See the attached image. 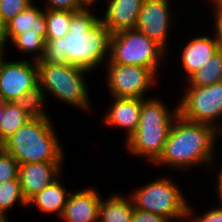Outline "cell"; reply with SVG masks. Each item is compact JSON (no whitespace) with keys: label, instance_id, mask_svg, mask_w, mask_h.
Instances as JSON below:
<instances>
[{"label":"cell","instance_id":"7a4b0ae2","mask_svg":"<svg viewBox=\"0 0 222 222\" xmlns=\"http://www.w3.org/2000/svg\"><path fill=\"white\" fill-rule=\"evenodd\" d=\"M219 136L221 137V132L213 126L191 122L178 115L171 127L162 155L154 165H167V168L185 171L193 166L214 164V150Z\"/></svg>","mask_w":222,"mask_h":222},{"label":"cell","instance_id":"3957f363","mask_svg":"<svg viewBox=\"0 0 222 222\" xmlns=\"http://www.w3.org/2000/svg\"><path fill=\"white\" fill-rule=\"evenodd\" d=\"M55 131L50 117L31 118L0 147L11 154L19 164L64 162V148Z\"/></svg>","mask_w":222,"mask_h":222},{"label":"cell","instance_id":"5bb4252c","mask_svg":"<svg viewBox=\"0 0 222 222\" xmlns=\"http://www.w3.org/2000/svg\"><path fill=\"white\" fill-rule=\"evenodd\" d=\"M102 197L94 188L71 192L63 215L64 222H99Z\"/></svg>","mask_w":222,"mask_h":222},{"label":"cell","instance_id":"d6986e66","mask_svg":"<svg viewBox=\"0 0 222 222\" xmlns=\"http://www.w3.org/2000/svg\"><path fill=\"white\" fill-rule=\"evenodd\" d=\"M129 197L113 193L105 200L102 199L99 222H131L134 204L130 195Z\"/></svg>","mask_w":222,"mask_h":222},{"label":"cell","instance_id":"9a60e30c","mask_svg":"<svg viewBox=\"0 0 222 222\" xmlns=\"http://www.w3.org/2000/svg\"><path fill=\"white\" fill-rule=\"evenodd\" d=\"M141 108V98L113 97V102L103 116V120L110 128H123L127 133L125 137L127 140L138 128Z\"/></svg>","mask_w":222,"mask_h":222},{"label":"cell","instance_id":"d6a6232c","mask_svg":"<svg viewBox=\"0 0 222 222\" xmlns=\"http://www.w3.org/2000/svg\"><path fill=\"white\" fill-rule=\"evenodd\" d=\"M98 0H78L79 4L84 8V9H89L92 5L97 3Z\"/></svg>","mask_w":222,"mask_h":222},{"label":"cell","instance_id":"cb8c5ba5","mask_svg":"<svg viewBox=\"0 0 222 222\" xmlns=\"http://www.w3.org/2000/svg\"><path fill=\"white\" fill-rule=\"evenodd\" d=\"M16 203H20L22 207H27L19 178L0 183V213L7 215V210L9 211Z\"/></svg>","mask_w":222,"mask_h":222},{"label":"cell","instance_id":"603a6c76","mask_svg":"<svg viewBox=\"0 0 222 222\" xmlns=\"http://www.w3.org/2000/svg\"><path fill=\"white\" fill-rule=\"evenodd\" d=\"M76 12L45 9L47 32L45 40L64 38L69 32L71 18Z\"/></svg>","mask_w":222,"mask_h":222},{"label":"cell","instance_id":"ffe728a7","mask_svg":"<svg viewBox=\"0 0 222 222\" xmlns=\"http://www.w3.org/2000/svg\"><path fill=\"white\" fill-rule=\"evenodd\" d=\"M222 81V50H218L188 80L187 87H206Z\"/></svg>","mask_w":222,"mask_h":222},{"label":"cell","instance_id":"1f68e13d","mask_svg":"<svg viewBox=\"0 0 222 222\" xmlns=\"http://www.w3.org/2000/svg\"><path fill=\"white\" fill-rule=\"evenodd\" d=\"M6 44L7 42L2 38V35L0 34V65L4 61L3 54L5 53L4 49L6 48Z\"/></svg>","mask_w":222,"mask_h":222},{"label":"cell","instance_id":"7402d4cb","mask_svg":"<svg viewBox=\"0 0 222 222\" xmlns=\"http://www.w3.org/2000/svg\"><path fill=\"white\" fill-rule=\"evenodd\" d=\"M31 117L20 110L14 102H5L3 117L0 122V145Z\"/></svg>","mask_w":222,"mask_h":222},{"label":"cell","instance_id":"d590c367","mask_svg":"<svg viewBox=\"0 0 222 222\" xmlns=\"http://www.w3.org/2000/svg\"><path fill=\"white\" fill-rule=\"evenodd\" d=\"M183 220H187V222H191L190 217H188V215H186L185 217H183ZM168 222H173V220H168ZM178 222V221H177Z\"/></svg>","mask_w":222,"mask_h":222},{"label":"cell","instance_id":"e0dca14e","mask_svg":"<svg viewBox=\"0 0 222 222\" xmlns=\"http://www.w3.org/2000/svg\"><path fill=\"white\" fill-rule=\"evenodd\" d=\"M219 50V45L214 36L203 35L193 37L181 50V65L184 69L185 79L188 80L198 69L205 65Z\"/></svg>","mask_w":222,"mask_h":222},{"label":"cell","instance_id":"8fae6325","mask_svg":"<svg viewBox=\"0 0 222 222\" xmlns=\"http://www.w3.org/2000/svg\"><path fill=\"white\" fill-rule=\"evenodd\" d=\"M39 83L38 66L34 60L23 59L0 65V99L13 102Z\"/></svg>","mask_w":222,"mask_h":222},{"label":"cell","instance_id":"9c48e42d","mask_svg":"<svg viewBox=\"0 0 222 222\" xmlns=\"http://www.w3.org/2000/svg\"><path fill=\"white\" fill-rule=\"evenodd\" d=\"M179 115L188 121L211 125L220 132L222 81L206 87H187L178 102Z\"/></svg>","mask_w":222,"mask_h":222},{"label":"cell","instance_id":"44dd1931","mask_svg":"<svg viewBox=\"0 0 222 222\" xmlns=\"http://www.w3.org/2000/svg\"><path fill=\"white\" fill-rule=\"evenodd\" d=\"M45 93V90L38 83L13 102L20 110L24 111L31 118L50 117L45 111L46 109H44V107H46L45 101L47 98Z\"/></svg>","mask_w":222,"mask_h":222},{"label":"cell","instance_id":"5b68a950","mask_svg":"<svg viewBox=\"0 0 222 222\" xmlns=\"http://www.w3.org/2000/svg\"><path fill=\"white\" fill-rule=\"evenodd\" d=\"M40 86L52 97L78 109L91 111L86 76L90 71L72 64L37 63Z\"/></svg>","mask_w":222,"mask_h":222},{"label":"cell","instance_id":"484cf974","mask_svg":"<svg viewBox=\"0 0 222 222\" xmlns=\"http://www.w3.org/2000/svg\"><path fill=\"white\" fill-rule=\"evenodd\" d=\"M19 163L0 147V183L19 178Z\"/></svg>","mask_w":222,"mask_h":222},{"label":"cell","instance_id":"8992f818","mask_svg":"<svg viewBox=\"0 0 222 222\" xmlns=\"http://www.w3.org/2000/svg\"><path fill=\"white\" fill-rule=\"evenodd\" d=\"M134 208L159 214L167 220H181L187 215L188 202L178 184L160 177L132 191Z\"/></svg>","mask_w":222,"mask_h":222},{"label":"cell","instance_id":"836d02e7","mask_svg":"<svg viewBox=\"0 0 222 222\" xmlns=\"http://www.w3.org/2000/svg\"><path fill=\"white\" fill-rule=\"evenodd\" d=\"M4 107H5V102L0 99V122H1V119L3 117Z\"/></svg>","mask_w":222,"mask_h":222},{"label":"cell","instance_id":"2e32d148","mask_svg":"<svg viewBox=\"0 0 222 222\" xmlns=\"http://www.w3.org/2000/svg\"><path fill=\"white\" fill-rule=\"evenodd\" d=\"M144 0H108L100 19L110 32L135 29Z\"/></svg>","mask_w":222,"mask_h":222},{"label":"cell","instance_id":"f546056e","mask_svg":"<svg viewBox=\"0 0 222 222\" xmlns=\"http://www.w3.org/2000/svg\"><path fill=\"white\" fill-rule=\"evenodd\" d=\"M207 2H210L211 6H213L212 11H214V27L216 29L214 38L218 42L219 49L222 50V8H220L213 0H208Z\"/></svg>","mask_w":222,"mask_h":222},{"label":"cell","instance_id":"d4e9b609","mask_svg":"<svg viewBox=\"0 0 222 222\" xmlns=\"http://www.w3.org/2000/svg\"><path fill=\"white\" fill-rule=\"evenodd\" d=\"M33 2L34 0H0L1 33L10 20Z\"/></svg>","mask_w":222,"mask_h":222},{"label":"cell","instance_id":"f1b7e54d","mask_svg":"<svg viewBox=\"0 0 222 222\" xmlns=\"http://www.w3.org/2000/svg\"><path fill=\"white\" fill-rule=\"evenodd\" d=\"M131 222H168V220L159 214L134 208Z\"/></svg>","mask_w":222,"mask_h":222},{"label":"cell","instance_id":"ba28073f","mask_svg":"<svg viewBox=\"0 0 222 222\" xmlns=\"http://www.w3.org/2000/svg\"><path fill=\"white\" fill-rule=\"evenodd\" d=\"M31 3L24 11L10 20L1 33L2 38L24 53L35 52L32 60L38 62L43 57L46 46L47 22L45 9ZM37 53V54H36Z\"/></svg>","mask_w":222,"mask_h":222},{"label":"cell","instance_id":"277c9868","mask_svg":"<svg viewBox=\"0 0 222 222\" xmlns=\"http://www.w3.org/2000/svg\"><path fill=\"white\" fill-rule=\"evenodd\" d=\"M178 115V106L169 110L160 99H142L139 125L125 142L127 150L135 157L144 156L148 162L154 164L162 155L171 127Z\"/></svg>","mask_w":222,"mask_h":222},{"label":"cell","instance_id":"8d00e7d4","mask_svg":"<svg viewBox=\"0 0 222 222\" xmlns=\"http://www.w3.org/2000/svg\"><path fill=\"white\" fill-rule=\"evenodd\" d=\"M220 8H222V0H213Z\"/></svg>","mask_w":222,"mask_h":222},{"label":"cell","instance_id":"52a82bcc","mask_svg":"<svg viewBox=\"0 0 222 222\" xmlns=\"http://www.w3.org/2000/svg\"><path fill=\"white\" fill-rule=\"evenodd\" d=\"M166 53L159 44L142 32L126 29L111 35L108 60L111 63L146 67L157 75Z\"/></svg>","mask_w":222,"mask_h":222},{"label":"cell","instance_id":"6da1fadb","mask_svg":"<svg viewBox=\"0 0 222 222\" xmlns=\"http://www.w3.org/2000/svg\"><path fill=\"white\" fill-rule=\"evenodd\" d=\"M97 16L91 9L76 12L64 38L46 40L43 57L37 63H69L88 71L105 64L112 33Z\"/></svg>","mask_w":222,"mask_h":222},{"label":"cell","instance_id":"7c38bea8","mask_svg":"<svg viewBox=\"0 0 222 222\" xmlns=\"http://www.w3.org/2000/svg\"><path fill=\"white\" fill-rule=\"evenodd\" d=\"M170 6H172L170 0H144L135 27L166 52L171 16L179 13L171 12Z\"/></svg>","mask_w":222,"mask_h":222},{"label":"cell","instance_id":"4dcf8cb0","mask_svg":"<svg viewBox=\"0 0 222 222\" xmlns=\"http://www.w3.org/2000/svg\"><path fill=\"white\" fill-rule=\"evenodd\" d=\"M217 177H218L216 178L217 179L216 186H217V194H218L217 197H219L218 200L220 204L218 206H220L222 205V166H221V170H219Z\"/></svg>","mask_w":222,"mask_h":222},{"label":"cell","instance_id":"83f0119b","mask_svg":"<svg viewBox=\"0 0 222 222\" xmlns=\"http://www.w3.org/2000/svg\"><path fill=\"white\" fill-rule=\"evenodd\" d=\"M45 9L78 12L84 8L78 0H46Z\"/></svg>","mask_w":222,"mask_h":222},{"label":"cell","instance_id":"4fadbf2b","mask_svg":"<svg viewBox=\"0 0 222 222\" xmlns=\"http://www.w3.org/2000/svg\"><path fill=\"white\" fill-rule=\"evenodd\" d=\"M63 162H33L19 165V180L23 197L28 201L36 193L61 176Z\"/></svg>","mask_w":222,"mask_h":222},{"label":"cell","instance_id":"e575fe53","mask_svg":"<svg viewBox=\"0 0 222 222\" xmlns=\"http://www.w3.org/2000/svg\"><path fill=\"white\" fill-rule=\"evenodd\" d=\"M0 222H8L7 216L5 214L0 213Z\"/></svg>","mask_w":222,"mask_h":222},{"label":"cell","instance_id":"ac0fdd59","mask_svg":"<svg viewBox=\"0 0 222 222\" xmlns=\"http://www.w3.org/2000/svg\"><path fill=\"white\" fill-rule=\"evenodd\" d=\"M59 179L61 177L31 197L27 201V207L35 205L41 212L45 214L55 213L60 219L70 192L65 190Z\"/></svg>","mask_w":222,"mask_h":222},{"label":"cell","instance_id":"30bf717a","mask_svg":"<svg viewBox=\"0 0 222 222\" xmlns=\"http://www.w3.org/2000/svg\"><path fill=\"white\" fill-rule=\"evenodd\" d=\"M105 65L108 67L105 79L111 97L145 99L146 91L157 81L158 76L146 67L111 63L109 60Z\"/></svg>","mask_w":222,"mask_h":222},{"label":"cell","instance_id":"4316f807","mask_svg":"<svg viewBox=\"0 0 222 222\" xmlns=\"http://www.w3.org/2000/svg\"><path fill=\"white\" fill-rule=\"evenodd\" d=\"M193 209L188 203L187 215L190 217L191 222H222V205L219 208L218 206L214 207L200 216L196 215V217Z\"/></svg>","mask_w":222,"mask_h":222}]
</instances>
